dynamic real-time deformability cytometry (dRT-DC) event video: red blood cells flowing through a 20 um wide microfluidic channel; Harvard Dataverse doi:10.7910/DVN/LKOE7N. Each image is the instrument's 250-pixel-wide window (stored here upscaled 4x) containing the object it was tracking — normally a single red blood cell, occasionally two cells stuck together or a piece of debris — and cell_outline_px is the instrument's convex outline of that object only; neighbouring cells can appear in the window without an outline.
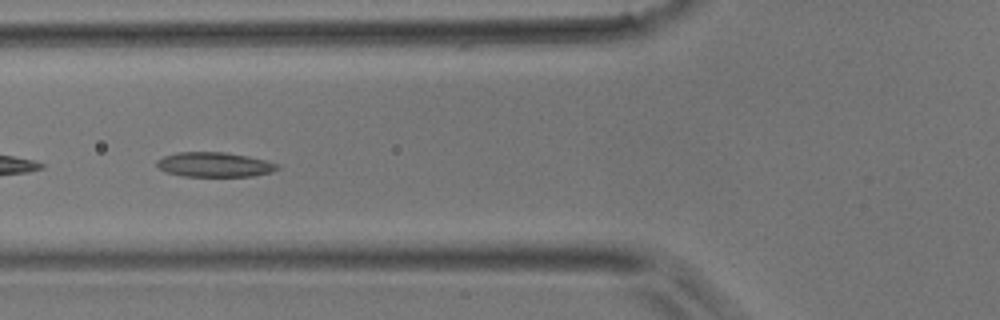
{"species": "common noctule bat (a hibernating species)", "species_latin": "Nyctalus noctula", "temperature_condition": "room temperature", "stored_images_in_passage": 48, "camera_frame_rate_fps": 3000, "um_per_image_px": 0.085, "animal": {"sex": "male", "body_mass_g": 17.9}, "frame": {"image": 1, "passage_image": 18, "time_ms": 5.667, "image_size_px": [1000, 320], "cell_outline_px": [[280, 168], [272, 172], [252, 176], [184, 176], [168, 172], [160, 168], [156, 164], [156, 160], [164, 156], [176, 152], [224, 152], [248, 156], [268, 160], [280, 164]], "centroid_in_image_um": [18.28, 13.98], "position_along_channel_um": 107.5, "area_um2": 17.4}}
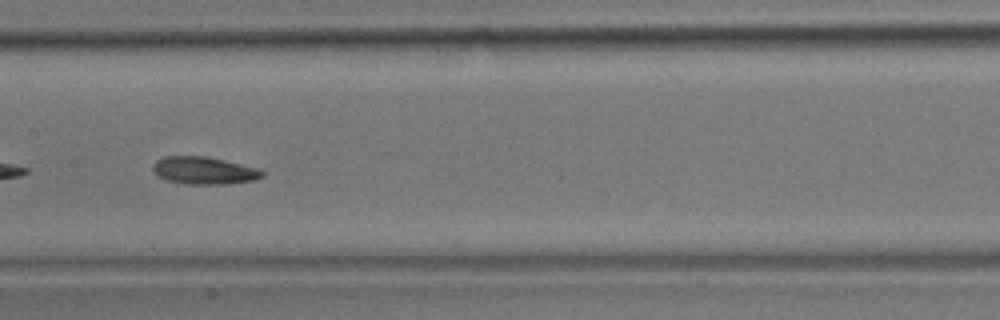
{"frame": {"image": 2, "passage_image": 24, "time_ms": 7.667, "image_size_px": [1000, 320], "cell_outline_px": [[264, 176], [256, 180], [228, 184], [184, 184], [168, 180], [156, 176], [152, 168], [152, 164], [156, 160], [164, 156], [204, 156], [224, 160], [256, 168], [264, 172]], "centroid_in_image_um": [17.31, 14.5], "position_along_channel_um": 190.1, "area_um2": 17.57}}
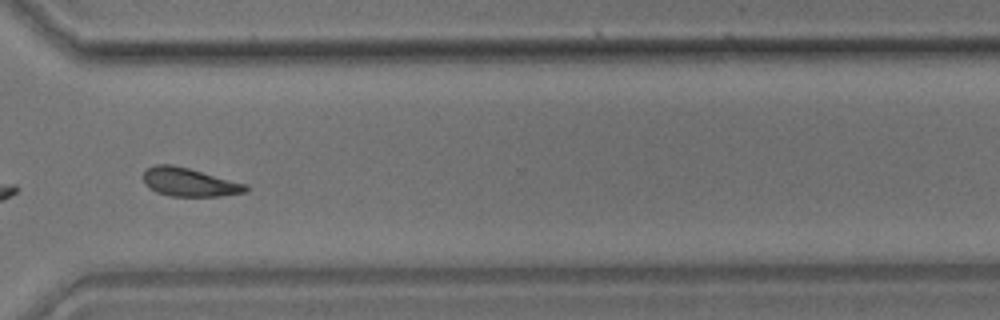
{"frame": {"image": 3, "passage_image": 36, "time_ms": 11.667, "image_size_px": [1000, 320], "cell_outline_px": [[248, 192], [220, 196], [172, 196], [156, 192], [148, 188], [144, 184], [144, 172], [148, 168], [156, 164], [172, 164], [188, 168], [248, 184]], "centroid_in_image_um": [16.1, 15.49], "position_along_channel_um": 354.5, "area_um2": 17.05}}